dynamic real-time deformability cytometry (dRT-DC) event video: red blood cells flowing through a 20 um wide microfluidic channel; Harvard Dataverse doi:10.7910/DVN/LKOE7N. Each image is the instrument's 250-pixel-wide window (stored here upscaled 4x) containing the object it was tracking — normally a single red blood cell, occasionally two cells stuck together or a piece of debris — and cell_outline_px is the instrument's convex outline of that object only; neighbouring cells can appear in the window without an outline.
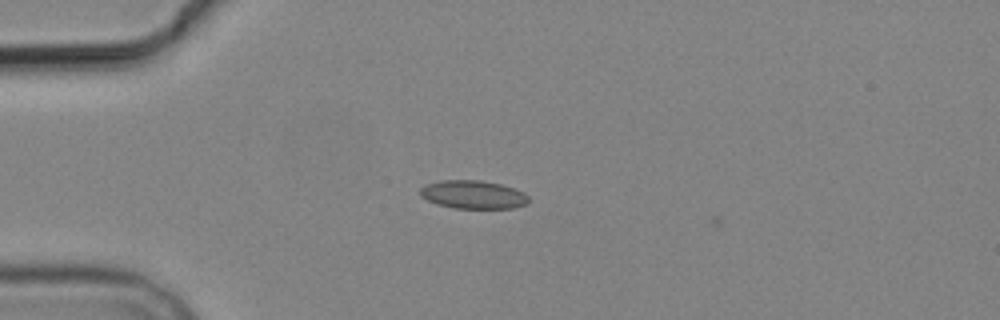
{"species": "common noctule bat (a hibernating species)", "species_latin": "Nyctalus noctula", "temperature_condition": "cold", "stored_images_in_passage": 9, "camera_frame_rate_fps": 3000, "um_per_image_px": 0.085, "animal": {"sex": "male", "body_mass_g": 19.2, "forearm_length_mm": 51.8}, "frame": {"image": 1, "passage_image": 4, "time_ms": 3.333, "image_size_px": [1000, 320], "cell_outline_px": [[528, 204], [512, 208], [452, 208], [436, 204], [420, 196], [420, 188], [424, 184], [440, 180], [480, 180], [500, 184], [516, 188], [524, 192], [528, 196]], "centroid_in_image_um": [40.2, 16.53], "position_along_channel_um": 44.8, "area_um2": 18.09}}
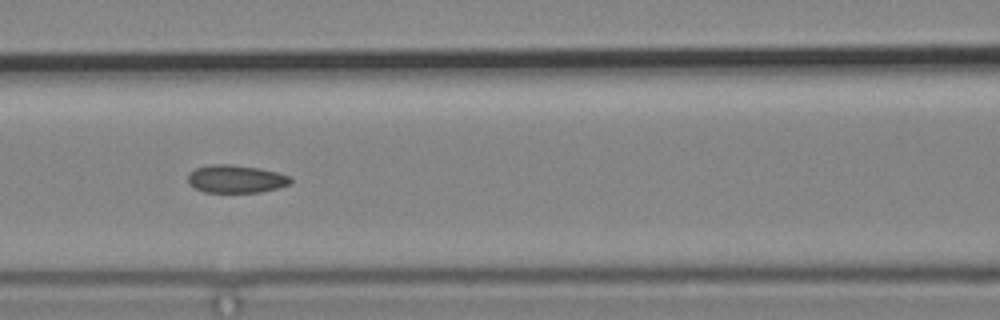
{"frame": {"image": 2, "passage_image": 7, "time_ms": 6.667, "image_size_px": [1000, 320], "cell_outline_px": [[292, 184], [260, 192], [204, 192], [188, 184], [188, 172], [196, 168], [208, 164], [232, 164], [260, 168], [292, 176]], "centroid_in_image_um": [20.05, 15.2], "position_along_channel_um": 146.5, "area_um2": 16.88}}
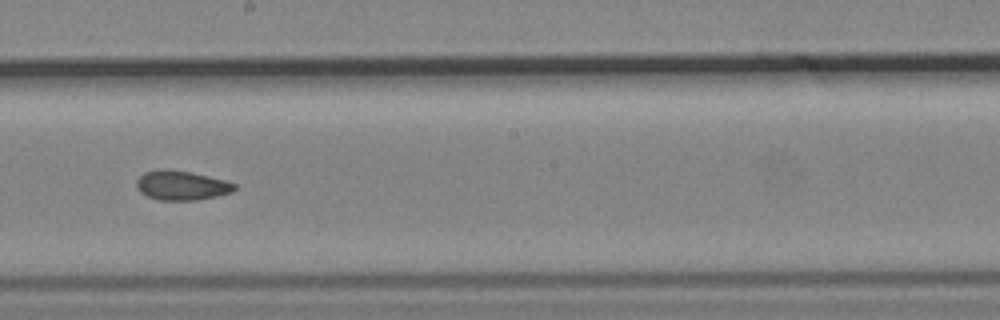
{"frame": {"image": 3, "passage_image": 9, "time_ms": 9.0, "image_size_px": [1000, 320], "cell_outline_px": [[236, 188], [232, 192], [216, 196], [196, 200], [156, 200], [140, 192], [136, 188], [136, 180], [144, 172], [160, 168], [168, 168], [192, 172], [224, 180], [236, 184]], "centroid_in_image_um": [15.39, 15.74], "position_along_channel_um": 232.8, "area_um2": 16.99}}